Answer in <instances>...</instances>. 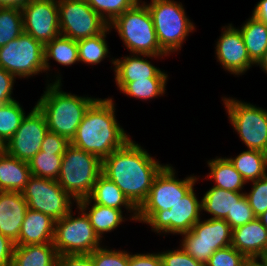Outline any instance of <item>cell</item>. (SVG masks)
I'll return each instance as SVG.
<instances>
[{
    "label": "cell",
    "mask_w": 267,
    "mask_h": 266,
    "mask_svg": "<svg viewBox=\"0 0 267 266\" xmlns=\"http://www.w3.org/2000/svg\"><path fill=\"white\" fill-rule=\"evenodd\" d=\"M166 165L131 138L102 161V173L138 209L148 197L155 177Z\"/></svg>",
    "instance_id": "1"
},
{
    "label": "cell",
    "mask_w": 267,
    "mask_h": 266,
    "mask_svg": "<svg viewBox=\"0 0 267 266\" xmlns=\"http://www.w3.org/2000/svg\"><path fill=\"white\" fill-rule=\"evenodd\" d=\"M112 97L98 98L86 111L70 143L103 161L130 139L116 118Z\"/></svg>",
    "instance_id": "2"
},
{
    "label": "cell",
    "mask_w": 267,
    "mask_h": 266,
    "mask_svg": "<svg viewBox=\"0 0 267 266\" xmlns=\"http://www.w3.org/2000/svg\"><path fill=\"white\" fill-rule=\"evenodd\" d=\"M61 76L57 72L52 83L47 79L45 91L34 105L44 114L48 131L71 141L86 111L98 98L63 91Z\"/></svg>",
    "instance_id": "3"
},
{
    "label": "cell",
    "mask_w": 267,
    "mask_h": 266,
    "mask_svg": "<svg viewBox=\"0 0 267 266\" xmlns=\"http://www.w3.org/2000/svg\"><path fill=\"white\" fill-rule=\"evenodd\" d=\"M109 27L115 29L129 53L168 56L160 47L152 16L143 0L118 16Z\"/></svg>",
    "instance_id": "4"
},
{
    "label": "cell",
    "mask_w": 267,
    "mask_h": 266,
    "mask_svg": "<svg viewBox=\"0 0 267 266\" xmlns=\"http://www.w3.org/2000/svg\"><path fill=\"white\" fill-rule=\"evenodd\" d=\"M150 11L161 49L169 56L179 52L196 26L186 14L184 5L175 0L143 1Z\"/></svg>",
    "instance_id": "5"
},
{
    "label": "cell",
    "mask_w": 267,
    "mask_h": 266,
    "mask_svg": "<svg viewBox=\"0 0 267 266\" xmlns=\"http://www.w3.org/2000/svg\"><path fill=\"white\" fill-rule=\"evenodd\" d=\"M102 173V161L71 143L67 146L57 182L76 201L86 199Z\"/></svg>",
    "instance_id": "6"
},
{
    "label": "cell",
    "mask_w": 267,
    "mask_h": 266,
    "mask_svg": "<svg viewBox=\"0 0 267 266\" xmlns=\"http://www.w3.org/2000/svg\"><path fill=\"white\" fill-rule=\"evenodd\" d=\"M174 168L167 164L155 177L148 197L137 209V222L145 224L157 211L171 209L200 179L194 174L179 179Z\"/></svg>",
    "instance_id": "7"
},
{
    "label": "cell",
    "mask_w": 267,
    "mask_h": 266,
    "mask_svg": "<svg viewBox=\"0 0 267 266\" xmlns=\"http://www.w3.org/2000/svg\"><path fill=\"white\" fill-rule=\"evenodd\" d=\"M222 101L229 124L245 147L267 154V109L228 96Z\"/></svg>",
    "instance_id": "8"
},
{
    "label": "cell",
    "mask_w": 267,
    "mask_h": 266,
    "mask_svg": "<svg viewBox=\"0 0 267 266\" xmlns=\"http://www.w3.org/2000/svg\"><path fill=\"white\" fill-rule=\"evenodd\" d=\"M78 216L71 210L55 221L53 245L58 255L90 254L103 246L86 213L76 205Z\"/></svg>",
    "instance_id": "9"
},
{
    "label": "cell",
    "mask_w": 267,
    "mask_h": 266,
    "mask_svg": "<svg viewBox=\"0 0 267 266\" xmlns=\"http://www.w3.org/2000/svg\"><path fill=\"white\" fill-rule=\"evenodd\" d=\"M200 219L190 231L180 234V246L197 262L206 265L216 250L230 246L232 228L224 219Z\"/></svg>",
    "instance_id": "10"
},
{
    "label": "cell",
    "mask_w": 267,
    "mask_h": 266,
    "mask_svg": "<svg viewBox=\"0 0 267 266\" xmlns=\"http://www.w3.org/2000/svg\"><path fill=\"white\" fill-rule=\"evenodd\" d=\"M0 67L16 78H30L46 72L44 45L23 32L18 38L0 47Z\"/></svg>",
    "instance_id": "11"
},
{
    "label": "cell",
    "mask_w": 267,
    "mask_h": 266,
    "mask_svg": "<svg viewBox=\"0 0 267 266\" xmlns=\"http://www.w3.org/2000/svg\"><path fill=\"white\" fill-rule=\"evenodd\" d=\"M28 208L60 220L77 202L59 185L57 180L31 176L21 191Z\"/></svg>",
    "instance_id": "12"
},
{
    "label": "cell",
    "mask_w": 267,
    "mask_h": 266,
    "mask_svg": "<svg viewBox=\"0 0 267 266\" xmlns=\"http://www.w3.org/2000/svg\"><path fill=\"white\" fill-rule=\"evenodd\" d=\"M60 33L80 40L102 33L109 24L95 12L86 0H57Z\"/></svg>",
    "instance_id": "13"
},
{
    "label": "cell",
    "mask_w": 267,
    "mask_h": 266,
    "mask_svg": "<svg viewBox=\"0 0 267 266\" xmlns=\"http://www.w3.org/2000/svg\"><path fill=\"white\" fill-rule=\"evenodd\" d=\"M194 187L169 210L157 211L146 224L155 234L180 235L188 232L201 219L202 204Z\"/></svg>",
    "instance_id": "14"
},
{
    "label": "cell",
    "mask_w": 267,
    "mask_h": 266,
    "mask_svg": "<svg viewBox=\"0 0 267 266\" xmlns=\"http://www.w3.org/2000/svg\"><path fill=\"white\" fill-rule=\"evenodd\" d=\"M47 132L48 127L45 116L35 105L23 118L17 131L5 143V152L29 163L40 151Z\"/></svg>",
    "instance_id": "15"
},
{
    "label": "cell",
    "mask_w": 267,
    "mask_h": 266,
    "mask_svg": "<svg viewBox=\"0 0 267 266\" xmlns=\"http://www.w3.org/2000/svg\"><path fill=\"white\" fill-rule=\"evenodd\" d=\"M21 11L23 31L43 45L61 35L57 0H31Z\"/></svg>",
    "instance_id": "16"
},
{
    "label": "cell",
    "mask_w": 267,
    "mask_h": 266,
    "mask_svg": "<svg viewBox=\"0 0 267 266\" xmlns=\"http://www.w3.org/2000/svg\"><path fill=\"white\" fill-rule=\"evenodd\" d=\"M221 28V36L215 44L217 62L230 75H244L256 64L249 57L239 28L232 23Z\"/></svg>",
    "instance_id": "17"
},
{
    "label": "cell",
    "mask_w": 267,
    "mask_h": 266,
    "mask_svg": "<svg viewBox=\"0 0 267 266\" xmlns=\"http://www.w3.org/2000/svg\"><path fill=\"white\" fill-rule=\"evenodd\" d=\"M147 58L160 59L163 56L133 54L122 56L121 58H110L113 64L115 82H133L137 80H148V78H169L165 70L154 66Z\"/></svg>",
    "instance_id": "18"
},
{
    "label": "cell",
    "mask_w": 267,
    "mask_h": 266,
    "mask_svg": "<svg viewBox=\"0 0 267 266\" xmlns=\"http://www.w3.org/2000/svg\"><path fill=\"white\" fill-rule=\"evenodd\" d=\"M231 245L248 259L267 258V229L255 218L232 230Z\"/></svg>",
    "instance_id": "19"
},
{
    "label": "cell",
    "mask_w": 267,
    "mask_h": 266,
    "mask_svg": "<svg viewBox=\"0 0 267 266\" xmlns=\"http://www.w3.org/2000/svg\"><path fill=\"white\" fill-rule=\"evenodd\" d=\"M28 209L21 192L0 191V233L16 242Z\"/></svg>",
    "instance_id": "20"
},
{
    "label": "cell",
    "mask_w": 267,
    "mask_h": 266,
    "mask_svg": "<svg viewBox=\"0 0 267 266\" xmlns=\"http://www.w3.org/2000/svg\"><path fill=\"white\" fill-rule=\"evenodd\" d=\"M55 220L44 213L27 209L15 246L53 243Z\"/></svg>",
    "instance_id": "21"
},
{
    "label": "cell",
    "mask_w": 267,
    "mask_h": 266,
    "mask_svg": "<svg viewBox=\"0 0 267 266\" xmlns=\"http://www.w3.org/2000/svg\"><path fill=\"white\" fill-rule=\"evenodd\" d=\"M88 199L95 204L123 210L129 215V220L137 222V208L128 200L116 184L101 173L95 182Z\"/></svg>",
    "instance_id": "22"
},
{
    "label": "cell",
    "mask_w": 267,
    "mask_h": 266,
    "mask_svg": "<svg viewBox=\"0 0 267 266\" xmlns=\"http://www.w3.org/2000/svg\"><path fill=\"white\" fill-rule=\"evenodd\" d=\"M77 206L86 213L96 234L101 240L104 238L103 235L116 230L122 222L128 220V218H125L128 217V215L126 216L125 214V216H123V212H125L124 210L121 211L119 209L95 204L88 198L78 201Z\"/></svg>",
    "instance_id": "23"
},
{
    "label": "cell",
    "mask_w": 267,
    "mask_h": 266,
    "mask_svg": "<svg viewBox=\"0 0 267 266\" xmlns=\"http://www.w3.org/2000/svg\"><path fill=\"white\" fill-rule=\"evenodd\" d=\"M31 176L28 162L6 152L0 154V191L21 192Z\"/></svg>",
    "instance_id": "24"
},
{
    "label": "cell",
    "mask_w": 267,
    "mask_h": 266,
    "mask_svg": "<svg viewBox=\"0 0 267 266\" xmlns=\"http://www.w3.org/2000/svg\"><path fill=\"white\" fill-rule=\"evenodd\" d=\"M207 164L210 172L204 177L214 181L213 187L243 192L247 183L227 157L216 156V158L208 160Z\"/></svg>",
    "instance_id": "25"
},
{
    "label": "cell",
    "mask_w": 267,
    "mask_h": 266,
    "mask_svg": "<svg viewBox=\"0 0 267 266\" xmlns=\"http://www.w3.org/2000/svg\"><path fill=\"white\" fill-rule=\"evenodd\" d=\"M245 195L244 192H233L218 187L209 188L201 198L202 212L210 214L209 218L226 219L231 215L235 204Z\"/></svg>",
    "instance_id": "26"
},
{
    "label": "cell",
    "mask_w": 267,
    "mask_h": 266,
    "mask_svg": "<svg viewBox=\"0 0 267 266\" xmlns=\"http://www.w3.org/2000/svg\"><path fill=\"white\" fill-rule=\"evenodd\" d=\"M57 257L53 243L15 246L11 266H56Z\"/></svg>",
    "instance_id": "27"
},
{
    "label": "cell",
    "mask_w": 267,
    "mask_h": 266,
    "mask_svg": "<svg viewBox=\"0 0 267 266\" xmlns=\"http://www.w3.org/2000/svg\"><path fill=\"white\" fill-rule=\"evenodd\" d=\"M241 26L239 31L249 57L257 64L267 50V26L253 15L243 22Z\"/></svg>",
    "instance_id": "28"
},
{
    "label": "cell",
    "mask_w": 267,
    "mask_h": 266,
    "mask_svg": "<svg viewBox=\"0 0 267 266\" xmlns=\"http://www.w3.org/2000/svg\"><path fill=\"white\" fill-rule=\"evenodd\" d=\"M54 60L59 65L71 66L79 63L77 41L59 35L44 45V64L46 75L52 66L49 62Z\"/></svg>",
    "instance_id": "29"
},
{
    "label": "cell",
    "mask_w": 267,
    "mask_h": 266,
    "mask_svg": "<svg viewBox=\"0 0 267 266\" xmlns=\"http://www.w3.org/2000/svg\"><path fill=\"white\" fill-rule=\"evenodd\" d=\"M248 184L267 176V154L246 149L235 157H227Z\"/></svg>",
    "instance_id": "30"
},
{
    "label": "cell",
    "mask_w": 267,
    "mask_h": 266,
    "mask_svg": "<svg viewBox=\"0 0 267 266\" xmlns=\"http://www.w3.org/2000/svg\"><path fill=\"white\" fill-rule=\"evenodd\" d=\"M111 32L108 26L102 33L93 37L77 40L79 63L89 65L100 64L105 58H110L107 34Z\"/></svg>",
    "instance_id": "31"
},
{
    "label": "cell",
    "mask_w": 267,
    "mask_h": 266,
    "mask_svg": "<svg viewBox=\"0 0 267 266\" xmlns=\"http://www.w3.org/2000/svg\"><path fill=\"white\" fill-rule=\"evenodd\" d=\"M169 78H148V80H137L133 82H116L120 92L127 97L136 100L149 101L166 94V84Z\"/></svg>",
    "instance_id": "32"
},
{
    "label": "cell",
    "mask_w": 267,
    "mask_h": 266,
    "mask_svg": "<svg viewBox=\"0 0 267 266\" xmlns=\"http://www.w3.org/2000/svg\"><path fill=\"white\" fill-rule=\"evenodd\" d=\"M22 107L17 100L0 104V138L4 143L13 136L26 116Z\"/></svg>",
    "instance_id": "33"
},
{
    "label": "cell",
    "mask_w": 267,
    "mask_h": 266,
    "mask_svg": "<svg viewBox=\"0 0 267 266\" xmlns=\"http://www.w3.org/2000/svg\"><path fill=\"white\" fill-rule=\"evenodd\" d=\"M22 11L15 7H0V47L23 33Z\"/></svg>",
    "instance_id": "34"
},
{
    "label": "cell",
    "mask_w": 267,
    "mask_h": 266,
    "mask_svg": "<svg viewBox=\"0 0 267 266\" xmlns=\"http://www.w3.org/2000/svg\"><path fill=\"white\" fill-rule=\"evenodd\" d=\"M63 154L42 152L41 150L30 160L31 174L37 177L57 180L59 177Z\"/></svg>",
    "instance_id": "35"
},
{
    "label": "cell",
    "mask_w": 267,
    "mask_h": 266,
    "mask_svg": "<svg viewBox=\"0 0 267 266\" xmlns=\"http://www.w3.org/2000/svg\"><path fill=\"white\" fill-rule=\"evenodd\" d=\"M140 0H86L109 25Z\"/></svg>",
    "instance_id": "36"
},
{
    "label": "cell",
    "mask_w": 267,
    "mask_h": 266,
    "mask_svg": "<svg viewBox=\"0 0 267 266\" xmlns=\"http://www.w3.org/2000/svg\"><path fill=\"white\" fill-rule=\"evenodd\" d=\"M109 246H102L95 249L91 256L93 266H128L129 252L126 250L110 249Z\"/></svg>",
    "instance_id": "37"
},
{
    "label": "cell",
    "mask_w": 267,
    "mask_h": 266,
    "mask_svg": "<svg viewBox=\"0 0 267 266\" xmlns=\"http://www.w3.org/2000/svg\"><path fill=\"white\" fill-rule=\"evenodd\" d=\"M252 188L245 196L256 218L267 210V176L251 181Z\"/></svg>",
    "instance_id": "38"
},
{
    "label": "cell",
    "mask_w": 267,
    "mask_h": 266,
    "mask_svg": "<svg viewBox=\"0 0 267 266\" xmlns=\"http://www.w3.org/2000/svg\"><path fill=\"white\" fill-rule=\"evenodd\" d=\"M248 258L232 245L218 249L205 266H246Z\"/></svg>",
    "instance_id": "39"
},
{
    "label": "cell",
    "mask_w": 267,
    "mask_h": 266,
    "mask_svg": "<svg viewBox=\"0 0 267 266\" xmlns=\"http://www.w3.org/2000/svg\"><path fill=\"white\" fill-rule=\"evenodd\" d=\"M252 208L244 195L232 209L231 215H227L225 221L231 226L232 230L238 228L255 219Z\"/></svg>",
    "instance_id": "40"
},
{
    "label": "cell",
    "mask_w": 267,
    "mask_h": 266,
    "mask_svg": "<svg viewBox=\"0 0 267 266\" xmlns=\"http://www.w3.org/2000/svg\"><path fill=\"white\" fill-rule=\"evenodd\" d=\"M162 266H205L197 262L191 255L186 253L181 247L173 250L159 252Z\"/></svg>",
    "instance_id": "41"
},
{
    "label": "cell",
    "mask_w": 267,
    "mask_h": 266,
    "mask_svg": "<svg viewBox=\"0 0 267 266\" xmlns=\"http://www.w3.org/2000/svg\"><path fill=\"white\" fill-rule=\"evenodd\" d=\"M69 144L70 141L66 137L48 131L44 136L40 150L42 152H54V154H64Z\"/></svg>",
    "instance_id": "42"
},
{
    "label": "cell",
    "mask_w": 267,
    "mask_h": 266,
    "mask_svg": "<svg viewBox=\"0 0 267 266\" xmlns=\"http://www.w3.org/2000/svg\"><path fill=\"white\" fill-rule=\"evenodd\" d=\"M15 82L16 77L0 67V104L16 100L12 97Z\"/></svg>",
    "instance_id": "43"
},
{
    "label": "cell",
    "mask_w": 267,
    "mask_h": 266,
    "mask_svg": "<svg viewBox=\"0 0 267 266\" xmlns=\"http://www.w3.org/2000/svg\"><path fill=\"white\" fill-rule=\"evenodd\" d=\"M128 266H162V260L159 252L136 254L129 252Z\"/></svg>",
    "instance_id": "44"
},
{
    "label": "cell",
    "mask_w": 267,
    "mask_h": 266,
    "mask_svg": "<svg viewBox=\"0 0 267 266\" xmlns=\"http://www.w3.org/2000/svg\"><path fill=\"white\" fill-rule=\"evenodd\" d=\"M56 266H93L89 254L58 255Z\"/></svg>",
    "instance_id": "45"
},
{
    "label": "cell",
    "mask_w": 267,
    "mask_h": 266,
    "mask_svg": "<svg viewBox=\"0 0 267 266\" xmlns=\"http://www.w3.org/2000/svg\"><path fill=\"white\" fill-rule=\"evenodd\" d=\"M15 244L0 233V266H11Z\"/></svg>",
    "instance_id": "46"
},
{
    "label": "cell",
    "mask_w": 267,
    "mask_h": 266,
    "mask_svg": "<svg viewBox=\"0 0 267 266\" xmlns=\"http://www.w3.org/2000/svg\"><path fill=\"white\" fill-rule=\"evenodd\" d=\"M252 15L267 26V0H260L254 6Z\"/></svg>",
    "instance_id": "47"
},
{
    "label": "cell",
    "mask_w": 267,
    "mask_h": 266,
    "mask_svg": "<svg viewBox=\"0 0 267 266\" xmlns=\"http://www.w3.org/2000/svg\"><path fill=\"white\" fill-rule=\"evenodd\" d=\"M31 0H0V7H15L21 9Z\"/></svg>",
    "instance_id": "48"
},
{
    "label": "cell",
    "mask_w": 267,
    "mask_h": 266,
    "mask_svg": "<svg viewBox=\"0 0 267 266\" xmlns=\"http://www.w3.org/2000/svg\"><path fill=\"white\" fill-rule=\"evenodd\" d=\"M246 266H267V258L249 259Z\"/></svg>",
    "instance_id": "49"
},
{
    "label": "cell",
    "mask_w": 267,
    "mask_h": 266,
    "mask_svg": "<svg viewBox=\"0 0 267 266\" xmlns=\"http://www.w3.org/2000/svg\"><path fill=\"white\" fill-rule=\"evenodd\" d=\"M256 66H259V68L262 69L261 71L267 74V50L264 52L263 57L259 60L255 67Z\"/></svg>",
    "instance_id": "50"
},
{
    "label": "cell",
    "mask_w": 267,
    "mask_h": 266,
    "mask_svg": "<svg viewBox=\"0 0 267 266\" xmlns=\"http://www.w3.org/2000/svg\"><path fill=\"white\" fill-rule=\"evenodd\" d=\"M258 219L261 221L263 226L267 229V210L261 216H259Z\"/></svg>",
    "instance_id": "51"
},
{
    "label": "cell",
    "mask_w": 267,
    "mask_h": 266,
    "mask_svg": "<svg viewBox=\"0 0 267 266\" xmlns=\"http://www.w3.org/2000/svg\"><path fill=\"white\" fill-rule=\"evenodd\" d=\"M5 152V143L0 138V154Z\"/></svg>",
    "instance_id": "52"
}]
</instances>
